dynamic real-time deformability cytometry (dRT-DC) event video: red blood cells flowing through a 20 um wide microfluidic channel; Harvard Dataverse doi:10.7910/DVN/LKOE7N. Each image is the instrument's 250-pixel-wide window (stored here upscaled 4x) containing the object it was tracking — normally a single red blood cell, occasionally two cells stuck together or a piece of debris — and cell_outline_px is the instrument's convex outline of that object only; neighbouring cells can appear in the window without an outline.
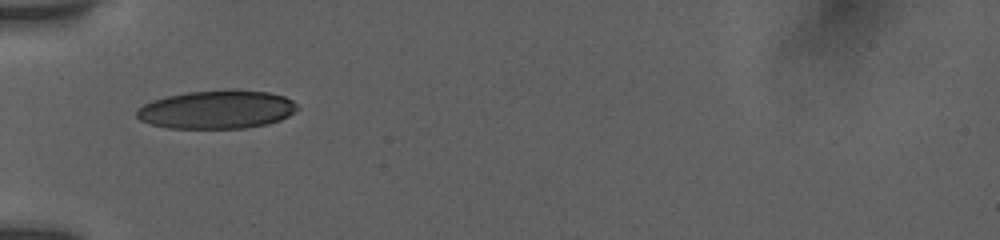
{"species": "human", "species_latin": "Homo sapiens", "temperature_condition": "room temperature", "stored_images_in_passage": 4, "camera_frame_rate_fps": 3000, "um_per_image_px": 0.085, "donor": {"sex": "female"}, "frame": {"image": 1, "passage_image": 1, "time_ms": 0.0, "image_size_px": [1000, 240], "cell_outline_px": [[300, 108], [288, 116], [280, 120], [268, 124], [244, 128], [168, 128], [152, 124], [140, 120], [136, 116], [136, 108], [152, 100], [164, 96], [184, 92], [232, 88], [236, 88], [268, 92], [284, 96], [292, 100]], "centroid_in_image_um": [18.43, 9.28], "position_along_channel_um": 66.6, "area_um2": 36.59}}